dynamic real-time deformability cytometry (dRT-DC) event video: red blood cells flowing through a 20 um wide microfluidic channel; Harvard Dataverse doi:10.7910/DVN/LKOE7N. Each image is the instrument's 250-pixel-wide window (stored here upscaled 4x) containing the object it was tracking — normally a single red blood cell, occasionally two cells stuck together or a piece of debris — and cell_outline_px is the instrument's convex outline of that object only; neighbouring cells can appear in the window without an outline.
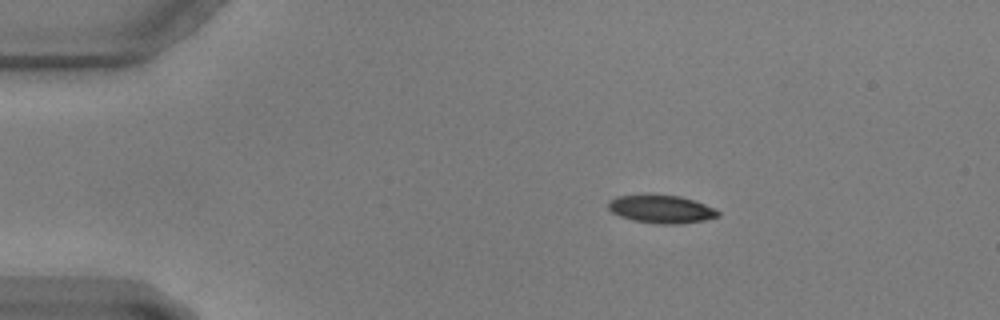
{"species": "common noctule bat (a hibernating species)", "species_latin": "Nyctalus noctula", "temperature_condition": "warm", "stored_images_in_passage": 58, "camera_frame_rate_fps": 3000, "um_per_image_px": 0.085, "animal": {"sex": "male", "body_mass_g": 17.9, "forearm_length_mm": 54.2}, "frame": {"image": 1, "passage_image": 10, "time_ms": 3.0, "image_size_px": [1000, 320], "cell_outline_px": [[720, 216], [704, 220], [680, 224], [656, 224], [632, 220], [620, 216], [612, 212], [608, 208], [608, 200], [616, 196], [680, 196], [716, 208], [720, 212]], "centroid_in_image_um": [56.22, 17.8], "position_along_channel_um": 28.8, "area_um2": 17.69}}
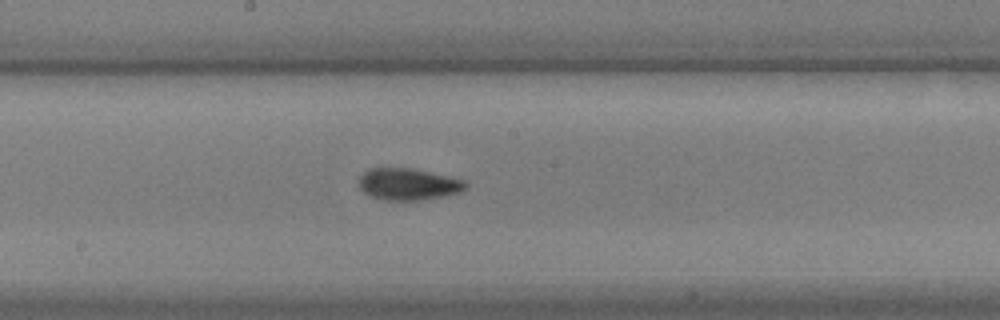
{"frame": {"image": 2, "passage_image": 31, "time_ms": 10.0, "image_size_px": [1000, 320], "cell_outline_px": [[468, 188], [460, 192], [444, 196], [420, 200], [384, 200], [372, 196], [364, 192], [360, 188], [360, 176], [368, 168], [412, 168], [464, 180], [468, 184]], "centroid_in_image_um": [34.72, 15.65], "position_along_channel_um": 213.5, "area_um2": 19.65}}
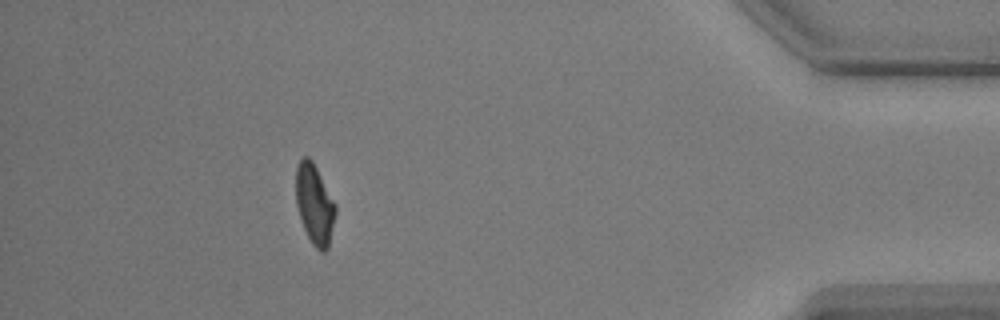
{"frame": {"image": 3, "passage_image": 52, "time_ms": 17.0, "image_size_px": [1000, 320], "cell_outline_px": [[336, 212], [328, 248], [324, 252], [320, 252], [312, 244], [304, 228], [296, 204], [296, 168], [300, 160], [304, 156], [308, 156], [312, 160], [336, 204]], "centroid_in_image_um": [26.74, 17.36], "position_along_channel_um": 408.5, "area_um2": 18.32}}